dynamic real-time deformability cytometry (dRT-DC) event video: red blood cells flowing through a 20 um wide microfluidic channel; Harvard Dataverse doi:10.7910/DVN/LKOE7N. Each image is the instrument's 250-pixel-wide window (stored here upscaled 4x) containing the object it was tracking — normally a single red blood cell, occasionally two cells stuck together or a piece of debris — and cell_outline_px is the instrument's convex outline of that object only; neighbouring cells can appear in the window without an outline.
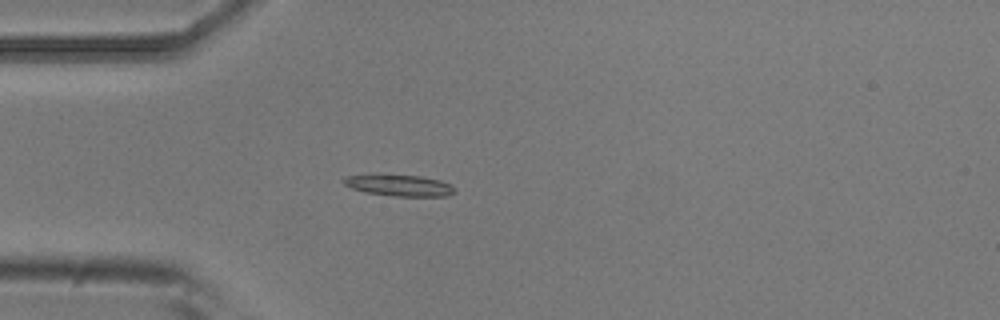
{"species": "common noctule bat (a hibernating species)", "species_latin": "Nyctalus noctula", "temperature_condition": "room temperature", "stored_images_in_passage": 2, "camera_frame_rate_fps": 3000, "um_per_image_px": 0.085, "animal": {"sex": "male", "body_mass_g": 20.5, "forearm_length_mm": 52.5}, "frame": {"image": 1, "passage_image": 2, "time_ms": 0.333, "image_size_px": [1000, 320], "cell_outline_px": [[456, 192], [448, 196], [392, 196], [364, 192], [352, 188], [344, 184], [340, 180], [344, 176], [420, 176], [440, 180], [452, 184], [456, 188]], "centroid_in_image_um": [34.01, 15.78], "position_along_channel_um": 51.0, "area_um2": 13.58}}